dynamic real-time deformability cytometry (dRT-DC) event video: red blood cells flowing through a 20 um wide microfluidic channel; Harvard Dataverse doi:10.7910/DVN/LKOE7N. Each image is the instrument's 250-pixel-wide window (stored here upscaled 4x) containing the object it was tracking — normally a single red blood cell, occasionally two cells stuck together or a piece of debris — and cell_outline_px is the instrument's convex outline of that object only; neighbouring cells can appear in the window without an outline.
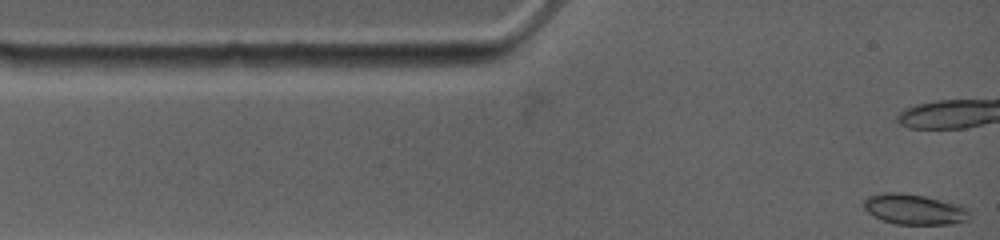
{"species": "common noctule bat (a hibernating species)", "species_latin": "Nyctalus noctula", "temperature_condition": "warm", "stored_images_in_passage": 6, "camera_frame_rate_fps": 4500, "um_per_image_px": 0.085, "animal": {"sex": "female", "body_mass_g": 19.0, "forearm_length_mm": 53.3}, "frame": {"image": 1, "passage_image": 1, "time_ms": 0.0, "image_size_px": [1000, 240], "cell_outline_px": [[968, 220], [952, 224], [896, 224], [880, 220], [872, 216], [864, 208], [864, 200], [868, 196], [884, 192], [900, 192], [924, 196], [960, 204], [968, 212]], "centroid_in_image_um": [77.67, 17.79], "position_along_channel_um": 7.3, "area_um2": 18.79}}